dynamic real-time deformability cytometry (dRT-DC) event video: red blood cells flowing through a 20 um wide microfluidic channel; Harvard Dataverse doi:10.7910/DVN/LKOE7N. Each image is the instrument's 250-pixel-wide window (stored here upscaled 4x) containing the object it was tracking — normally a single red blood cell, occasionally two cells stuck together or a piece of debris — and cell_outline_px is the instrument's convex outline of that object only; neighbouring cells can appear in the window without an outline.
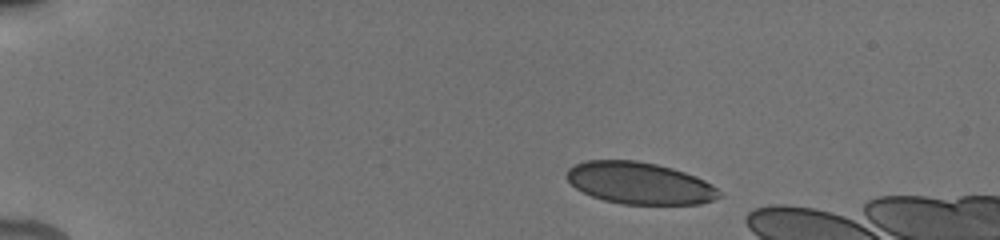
{"species": "human", "species_latin": "Homo sapiens", "temperature_condition": "cold", "stored_images_in_passage": 9, "camera_frame_rate_fps": 3000, "um_per_image_px": 0.085, "donor": {"sex": "male"}, "frame": {"image": 1, "passage_image": 2, "time_ms": 0.667, "image_size_px": [1000, 240], "cell_outline_px": [[724, 196], [700, 204], [624, 204], [604, 200], [592, 196], [576, 188], [564, 176], [568, 168], [576, 164], [588, 160], [636, 160], [656, 164], [672, 168], [696, 176], [712, 184]], "centroid_in_image_um": [54.37, 15.56], "position_along_channel_um": 30.6, "area_um2": 37.22}}
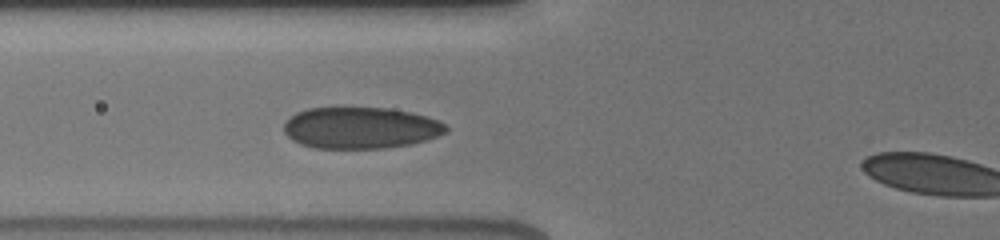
{"frame": {"image": 2, "passage_image": 8, "time_ms": 4.667, "image_size_px": [1000, 240], "cell_outline_px": [[448, 132], [412, 144], [384, 148], [312, 148], [300, 144], [292, 140], [284, 132], [284, 124], [296, 112], [308, 108], [388, 108], [412, 112], [436, 120], [444, 124], [448, 128]], "centroid_in_image_um": [30.63, 10.87], "position_along_channel_um": 95.2, "area_um2": 39.07}}